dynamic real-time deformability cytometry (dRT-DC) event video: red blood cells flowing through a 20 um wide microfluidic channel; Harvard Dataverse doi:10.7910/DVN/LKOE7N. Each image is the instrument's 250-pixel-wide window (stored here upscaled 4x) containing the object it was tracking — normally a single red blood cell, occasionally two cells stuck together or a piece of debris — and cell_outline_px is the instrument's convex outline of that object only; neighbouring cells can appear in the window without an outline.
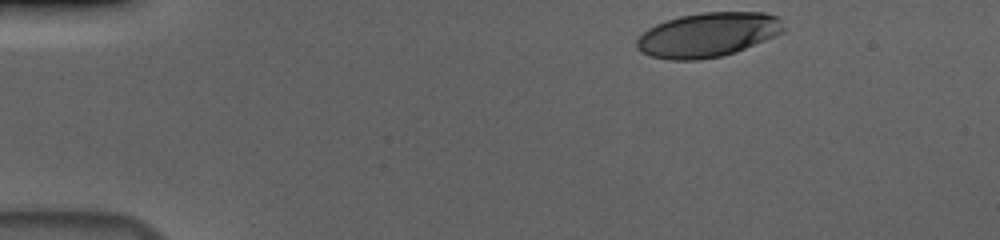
{"species": "human", "species_latin": "Homo sapiens", "temperature_condition": "cold", "stored_images_in_passage": 40, "camera_frame_rate_fps": 3000, "um_per_image_px": 0.085, "donor": {"sex": "male"}, "frame": {"image": 1, "passage_image": 1, "time_ms": 0.0, "image_size_px": [1000, 240], "cell_outline_px": [[784, 32], [736, 52], [720, 56], [700, 60], [672, 60], [652, 56], [640, 52], [636, 48], [636, 40], [648, 28], [656, 24], [680, 16], [700, 12], [764, 12], [780, 16], [784, 28]], "centroid_in_image_um": [60.18, 2.95], "position_along_channel_um": 24.8, "area_um2": 38.09}}
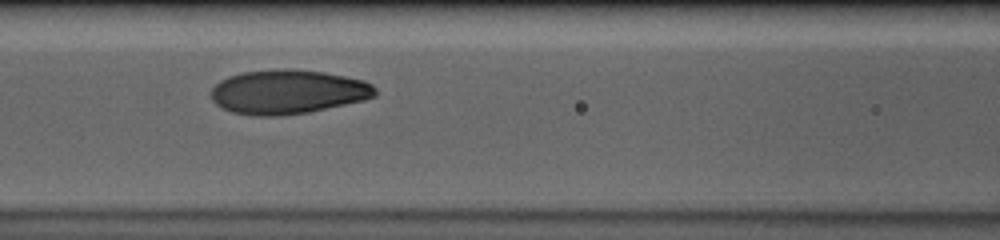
{"frame": {"image": 2, "passage_image": 18, "time_ms": 5.667, "image_size_px": [1000, 240], "cell_outline_px": [[376, 96], [364, 100], [308, 112], [276, 116], [252, 116], [232, 112], [216, 104], [212, 100], [212, 88], [220, 80], [228, 76], [244, 72], [284, 68], [292, 68], [324, 72], [364, 80], [372, 84], [376, 88]], "centroid_in_image_um": [24.47, 7.8], "position_along_channel_um": 142.1, "area_um2": 42.31}}
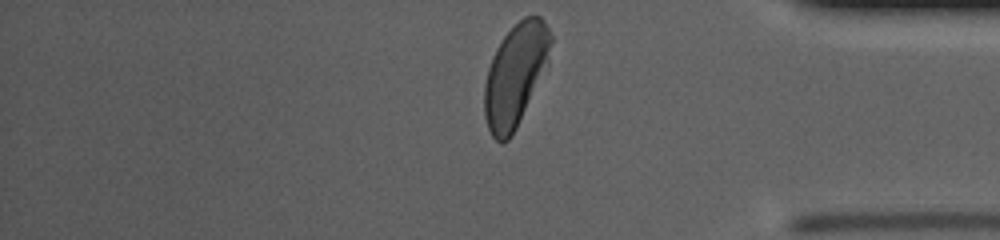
{"frame": {"image": 3, "passage_image": 40, "time_ms": 13.0, "image_size_px": [1000, 240], "cell_outline_px": [[552, 44], [548, 64], [516, 128], [508, 140], [500, 144], [492, 136], [488, 128], [484, 116], [484, 84], [488, 68], [492, 56], [496, 48], [504, 36], [524, 16], [540, 16], [544, 20], [552, 36]], "centroid_in_image_um": [43.8, 6.37], "position_along_channel_um": 391.4, "area_um2": 39.48}, "authors_computed_cell_mechanics": {"area_um2": 41.1825, "velocity_mm_per_s": 3.652, "shape_relaxation_time_tau1_ms": 3.4008, "shape_relaxation_time_tau2_ms": 0.8715, "deformation_change_tau1": 0.1659, "deformation_change_tau2": 0.0559}}